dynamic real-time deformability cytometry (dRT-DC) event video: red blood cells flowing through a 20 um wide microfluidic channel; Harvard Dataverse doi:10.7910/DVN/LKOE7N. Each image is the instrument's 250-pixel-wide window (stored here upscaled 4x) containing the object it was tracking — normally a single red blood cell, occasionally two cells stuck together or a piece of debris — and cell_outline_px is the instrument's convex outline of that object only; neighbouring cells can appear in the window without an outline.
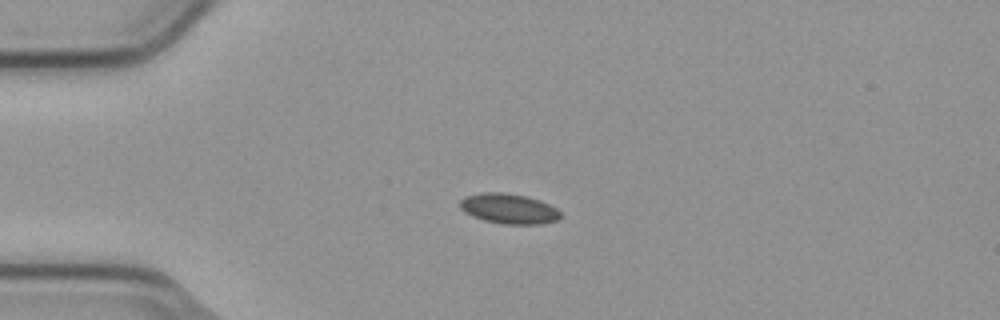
{"species": "common noctule bat (a hibernating species)", "species_latin": "Nyctalus noctula", "temperature_condition": "cold", "stored_images_in_passage": 7, "camera_frame_rate_fps": 3000, "um_per_image_px": 0.085, "animal": {"sex": "male", "body_mass_g": 23.1, "forearm_length_mm": 52.7}, "frame": {"image": 1, "passage_image": 1, "time_ms": 0.0, "image_size_px": [1000, 320], "cell_outline_px": [[564, 216], [556, 220], [540, 224], [500, 224], [484, 220], [472, 216], [464, 212], [460, 208], [460, 200], [468, 196], [484, 192], [504, 192], [528, 196], [540, 200], [556, 208]], "centroid_in_image_um": [43.27, 17.74], "position_along_channel_um": 41.7, "area_um2": 17.74}}
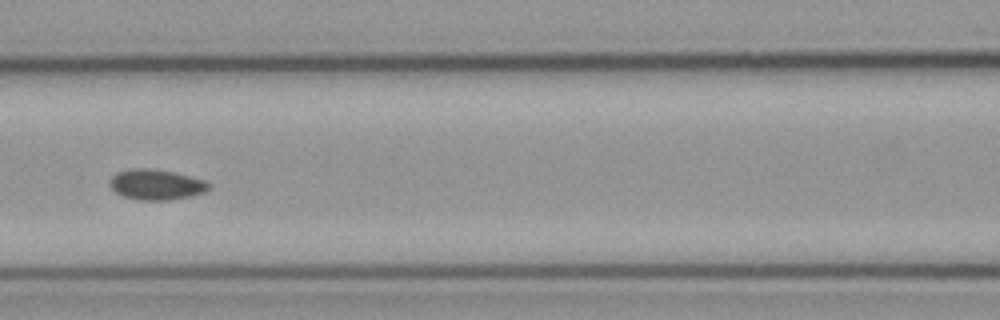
{"frame": {"image": 2, "passage_image": 4, "time_ms": 1.0, "image_size_px": [1000, 320], "cell_outline_px": [[208, 188], [204, 192], [188, 196], [168, 200], [136, 200], [124, 196], [116, 192], [108, 184], [108, 180], [116, 172], [136, 168], [148, 168], [172, 172], [204, 180], [208, 184]], "centroid_in_image_um": [13.2, 15.69], "position_along_channel_um": 153.4, "area_um2": 17.28}}
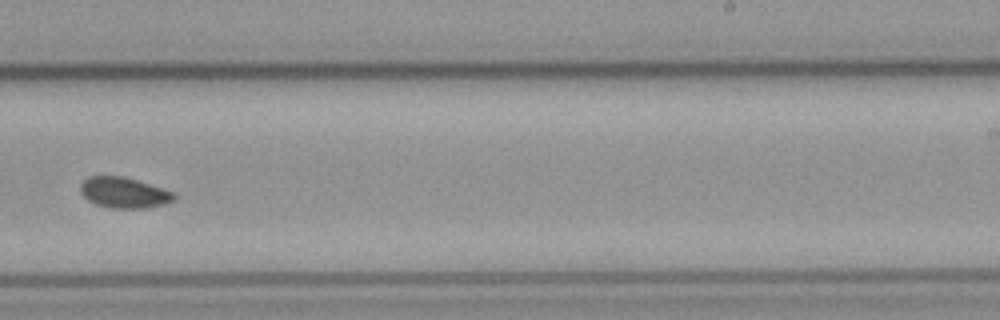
{"frame": {"image": 3, "passage_image": 7, "time_ms": 2.0, "image_size_px": [1000, 320], "cell_outline_px": [[176, 200], [164, 204], [148, 208], [112, 208], [96, 204], [88, 200], [80, 192], [80, 184], [88, 176], [124, 176], [176, 192]], "centroid_in_image_um": [10.57, 16.37], "position_along_channel_um": 278.4, "area_um2": 16.94}}